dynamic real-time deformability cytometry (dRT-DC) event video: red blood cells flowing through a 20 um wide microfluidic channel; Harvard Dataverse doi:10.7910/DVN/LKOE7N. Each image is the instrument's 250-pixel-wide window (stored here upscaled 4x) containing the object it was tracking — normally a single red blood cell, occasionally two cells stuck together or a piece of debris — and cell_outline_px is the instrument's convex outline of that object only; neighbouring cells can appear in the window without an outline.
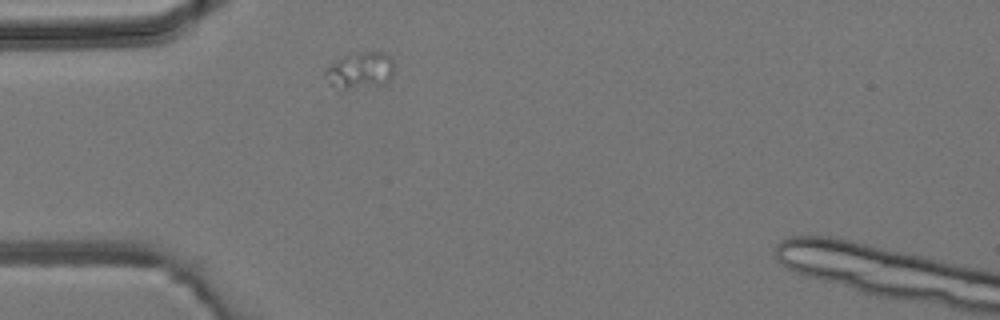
{"species": "common noctule bat (a hibernating species)", "species_latin": "Nyctalus noctula", "temperature_condition": "room temperature", "stored_images_in_passage": 2, "camera_frame_rate_fps": 3000, "um_per_image_px": 0.085, "animal": {"sex": "male", "body_mass_g": 19.2, "forearm_length_mm": 51.8}, "frame": {"image": 1, "passage_image": 1, "time_ms": 0.0, "image_size_px": [1000, 320], "cell_outline_px": [[392, 76], [384, 84], [344, 88], [332, 84], [324, 72], [332, 64], [344, 56], [360, 52], [384, 52], [392, 60]], "centroid_in_image_um": [30.66, 5.95], "position_along_channel_um": 54.3, "area_um2": 13.81}}